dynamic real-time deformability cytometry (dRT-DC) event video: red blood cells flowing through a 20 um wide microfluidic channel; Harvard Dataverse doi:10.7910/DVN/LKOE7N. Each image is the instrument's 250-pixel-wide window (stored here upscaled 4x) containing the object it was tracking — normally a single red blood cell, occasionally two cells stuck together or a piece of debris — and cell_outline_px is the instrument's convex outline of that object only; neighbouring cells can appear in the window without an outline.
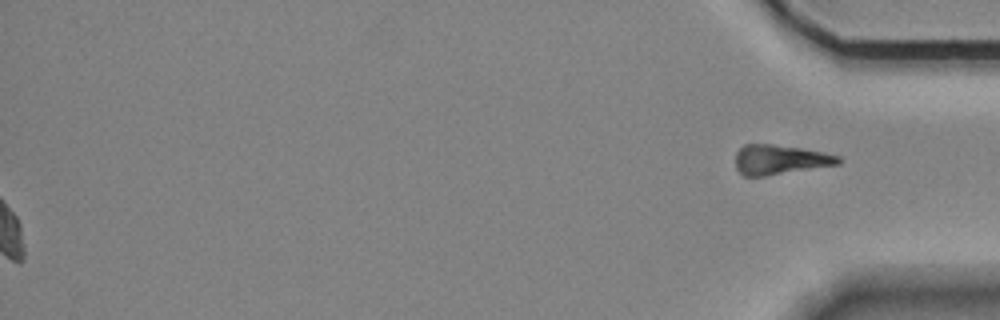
{"species": "Egyptian fruit bat (a non-hibernating species)", "species_latin": "Rousettus aegyptiacus", "temperature_condition": "room temperature", "stored_images_in_passage": 54, "segment_of_instrument_passage": [2, 2], "camera_frame_rate_fps": 3000, "um_per_image_px": 0.085, "animal": {"sex": "female"}, "frame": {"image": 1, "passage_image": 54, "time_ms": 17.667, "image_size_px": [1000, 320], "cell_outline_px": [[840, 164], [764, 176], [744, 176], [736, 168], [736, 152], [744, 144], [772, 144], [800, 148], [824, 152], [840, 156]], "centroid_in_image_um": [66.29, 13.56], "position_along_channel_um": 368.9, "area_um2": 17.69}}